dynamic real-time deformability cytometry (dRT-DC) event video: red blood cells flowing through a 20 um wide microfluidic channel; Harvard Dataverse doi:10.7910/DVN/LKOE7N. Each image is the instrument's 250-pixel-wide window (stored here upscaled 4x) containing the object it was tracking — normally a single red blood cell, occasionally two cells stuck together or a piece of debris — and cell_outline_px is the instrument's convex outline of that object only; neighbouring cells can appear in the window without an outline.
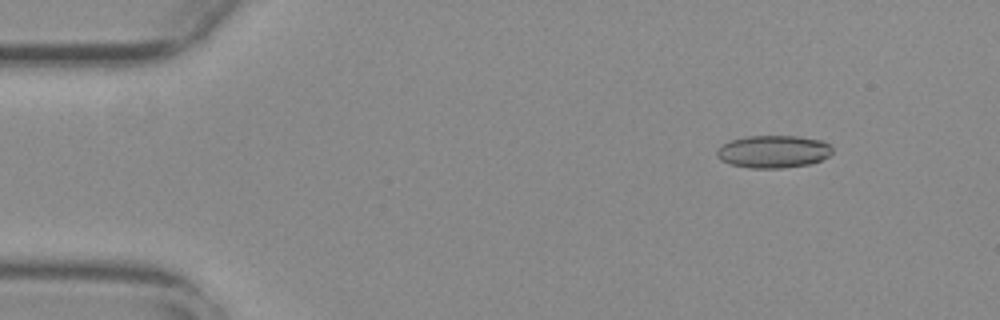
{"species": "common noctule bat (a hibernating species)", "species_latin": "Nyctalus noctula", "temperature_condition": "warm", "stored_images_in_passage": 55, "camera_frame_rate_fps": 3000, "um_per_image_px": 0.085, "animal": {"sex": "female", "body_mass_g": 29.2, "forearm_length_mm": 56.3}, "frame": {"image": 1, "passage_image": 7, "time_ms": 2.0, "image_size_px": [1000, 320], "cell_outline_px": [[832, 152], [828, 156], [820, 160], [808, 164], [780, 168], [748, 168], [732, 164], [720, 160], [716, 156], [716, 152], [724, 144], [732, 140], [748, 136], [796, 136], [824, 140], [832, 148]], "centroid_in_image_um": [65.74, 12.88], "position_along_channel_um": 19.3, "area_um2": 21.73}}
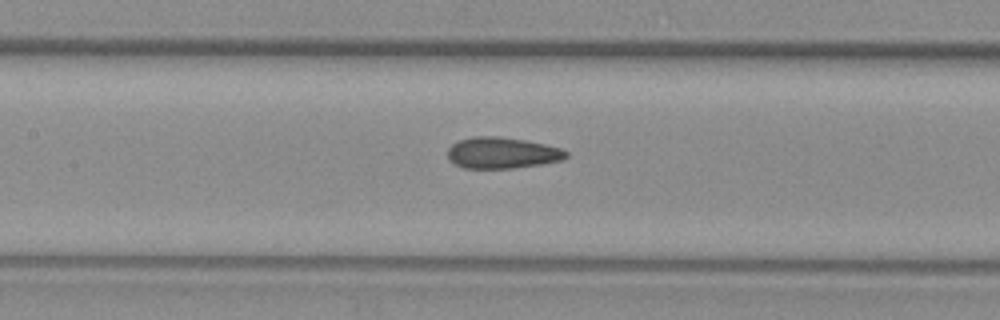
{"frame": {"image": 2, "passage_image": 26, "time_ms": 8.333, "image_size_px": [1000, 320], "cell_outline_px": [[568, 156], [564, 160], [516, 168], [464, 168], [456, 164], [448, 156], [448, 148], [452, 144], [460, 140], [472, 136], [496, 136], [524, 140], [544, 144], [560, 148], [568, 152]], "centroid_in_image_um": [42.7, 12.99], "position_along_channel_um": 164.7, "area_um2": 21.44}}
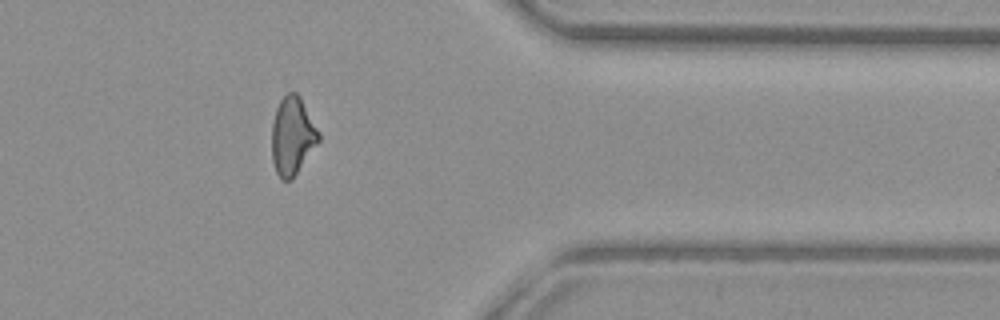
{"frame": {"image": 3, "passage_image": 45, "time_ms": 14.667, "image_size_px": [1000, 320], "cell_outline_px": [[320, 140], [292, 180], [280, 180], [276, 172], [272, 160], [272, 124], [276, 108], [280, 100], [288, 92], [296, 92], [300, 96], [320, 132]], "centroid_in_image_um": [24.86, 11.56], "position_along_channel_um": 386.5, "area_um2": 21.44}, "authors_computed_cell_mechanics": {"area_um2": 21.5594, "velocity_mm_per_s": 3.7823, "shape_relaxation_time_tau1_ms": null, "shape_relaxation_time_tau2_ms": 1.8817, "deformation_change_tau1": null, "deformation_change_tau2": 0.0939}}